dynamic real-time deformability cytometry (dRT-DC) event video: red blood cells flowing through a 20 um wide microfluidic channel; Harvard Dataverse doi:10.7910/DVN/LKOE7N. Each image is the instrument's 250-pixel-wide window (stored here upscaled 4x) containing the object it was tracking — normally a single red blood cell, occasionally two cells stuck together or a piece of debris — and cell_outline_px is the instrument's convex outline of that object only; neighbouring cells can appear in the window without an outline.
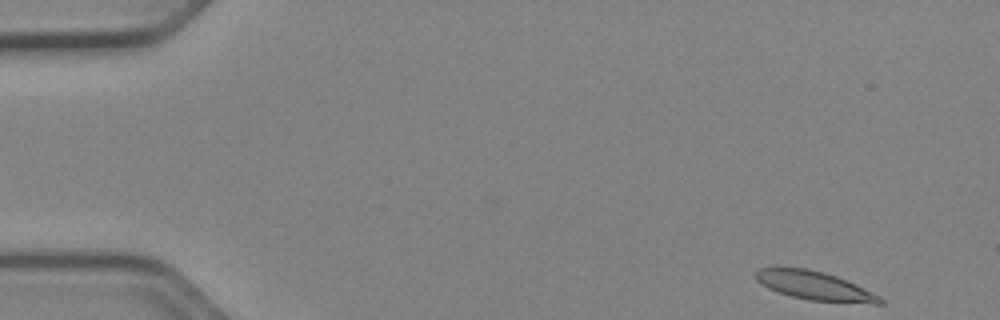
{"species": "Egyptian fruit bat (a non-hibernating species)", "species_latin": "Rousettus aegyptiacus", "temperature_condition": "cold", "stored_images_in_passage": 47, "camera_frame_rate_fps": 3000, "um_per_image_px": 0.085, "animal": {"sex": "female"}, "frame": {"image": 1, "passage_image": 1, "time_ms": 0.0, "image_size_px": [1000, 320], "cell_outline_px": [[884, 304], [872, 304], [808, 300], [792, 296], [768, 288], [756, 280], [756, 272], [760, 268], [808, 268], [824, 272], [836, 276], [856, 284], [880, 296], [884, 300]], "centroid_in_image_um": [69.3, 24.3], "position_along_channel_um": 15.7, "area_um2": 20.63}}
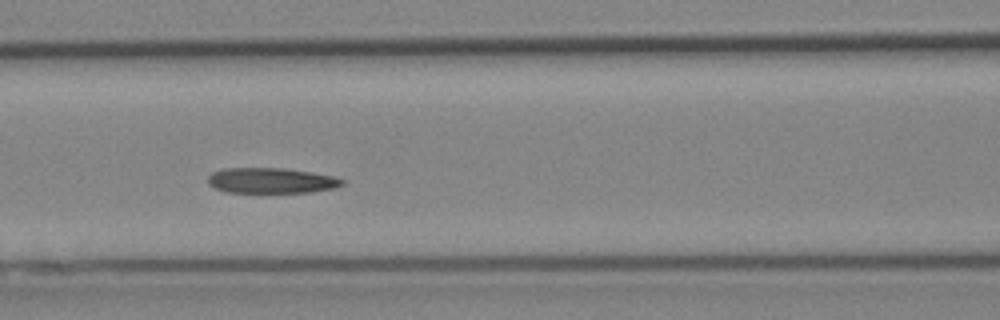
{"frame": {"image": 2, "passage_image": 20, "time_ms": 6.333, "image_size_px": [1000, 320], "cell_outline_px": [[344, 184], [336, 188], [312, 192], [224, 192], [208, 184], [208, 176], [212, 172], [224, 168], [284, 168], [312, 172], [336, 176], [344, 180]], "centroid_in_image_um": [23.08, 15.34], "position_along_channel_um": 143.5, "area_um2": 20.06}}
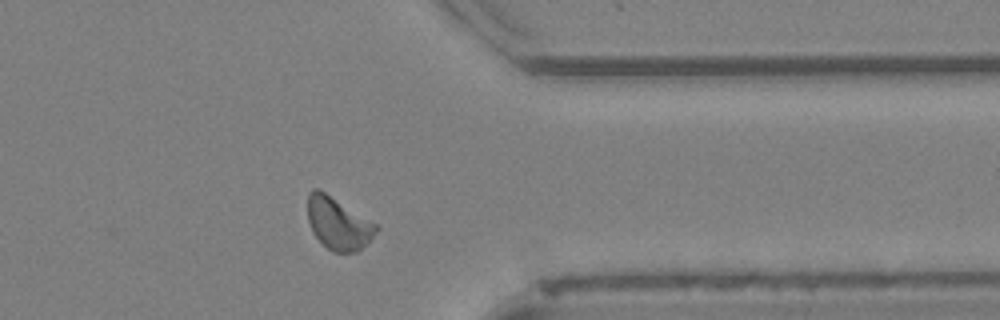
{"frame": {"image": 3, "passage_image": 39, "time_ms": 12.667, "image_size_px": [1000, 320], "cell_outline_px": [[380, 228], [356, 252], [332, 252], [312, 232], [308, 220], [308, 192], [312, 188], [320, 188], [376, 224]], "centroid_in_image_um": [28.71, 18.95], "position_along_channel_um": 382.7, "area_um2": 20.58}, "authors_computed_cell_mechanics": {"area_um2": 20.6924, "velocity_mm_per_s": 3.8933, "shape_relaxation_time_tau1_ms": 10.6168, "shape_relaxation_time_tau2_ms": null, "deformation_change_tau1": 0.1877, "deformation_change_tau2": null}}